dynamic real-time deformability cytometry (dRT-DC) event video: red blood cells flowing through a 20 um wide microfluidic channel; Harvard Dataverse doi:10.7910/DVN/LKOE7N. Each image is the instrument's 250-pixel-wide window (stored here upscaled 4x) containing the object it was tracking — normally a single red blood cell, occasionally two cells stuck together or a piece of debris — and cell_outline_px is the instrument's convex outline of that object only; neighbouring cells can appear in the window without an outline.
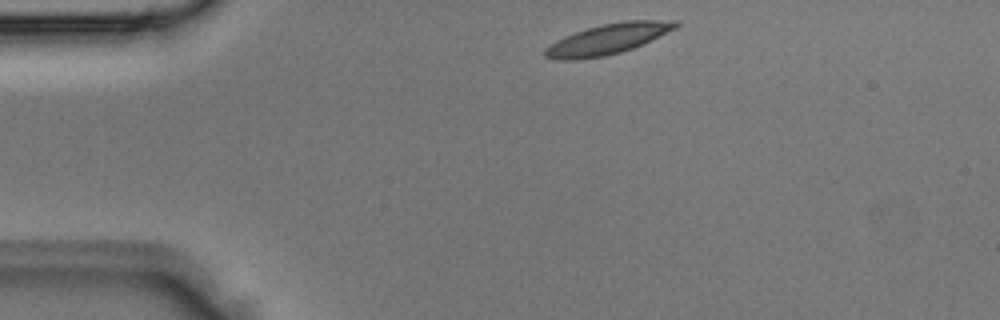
{"species": "Egyptian fruit bat (a non-hibernating species)", "species_latin": "Rousettus aegyptiacus", "temperature_condition": "room temperature", "stored_images_in_passage": 2, "camera_frame_rate_fps": 3000, "um_per_image_px": 0.085, "animal": {"sex": "male"}, "frame": {"image": 1, "passage_image": 1, "time_ms": 0.0, "image_size_px": [1000, 320], "cell_outline_px": [[680, 24], [676, 28], [632, 48], [620, 52], [604, 56], [576, 60], [556, 60], [544, 56], [544, 48], [556, 40], [576, 32], [588, 28], [604, 24], [628, 20], [680, 20]], "centroid_in_image_um": [51.65, 3.32], "position_along_channel_um": 33.4, "area_um2": 22.89}}